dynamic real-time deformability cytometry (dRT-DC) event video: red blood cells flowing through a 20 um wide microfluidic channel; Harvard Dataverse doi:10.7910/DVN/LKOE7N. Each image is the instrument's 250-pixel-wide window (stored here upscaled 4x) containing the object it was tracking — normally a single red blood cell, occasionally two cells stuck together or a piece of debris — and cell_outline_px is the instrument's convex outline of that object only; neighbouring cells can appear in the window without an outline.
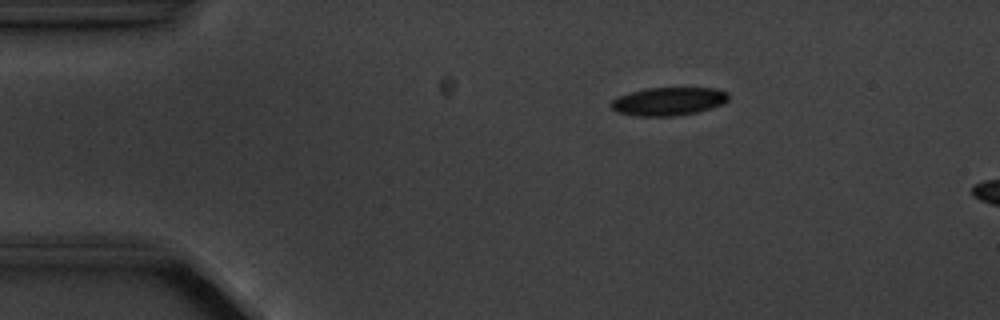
{"species": "common noctule bat (a hibernating species)", "species_latin": "Nyctalus noctula", "temperature_condition": "cold", "stored_images_in_passage": 5, "camera_frame_rate_fps": 3000, "um_per_image_px": 0.085, "animal": {"sex": "male", "body_mass_g": 20.1, "forearm_length_mm": 53.5}, "frame": {"image": 1, "passage_image": 3, "time_ms": 2.333, "image_size_px": [1000, 320], "cell_outline_px": [[728, 100], [724, 104], [712, 108], [696, 112], [676, 116], [636, 116], [616, 112], [608, 104], [612, 100], [620, 96], [632, 92], [648, 88], [716, 88], [728, 92]], "centroid_in_image_um": [56.84, 8.62], "position_along_channel_um": 28.2, "area_um2": 19.36}}